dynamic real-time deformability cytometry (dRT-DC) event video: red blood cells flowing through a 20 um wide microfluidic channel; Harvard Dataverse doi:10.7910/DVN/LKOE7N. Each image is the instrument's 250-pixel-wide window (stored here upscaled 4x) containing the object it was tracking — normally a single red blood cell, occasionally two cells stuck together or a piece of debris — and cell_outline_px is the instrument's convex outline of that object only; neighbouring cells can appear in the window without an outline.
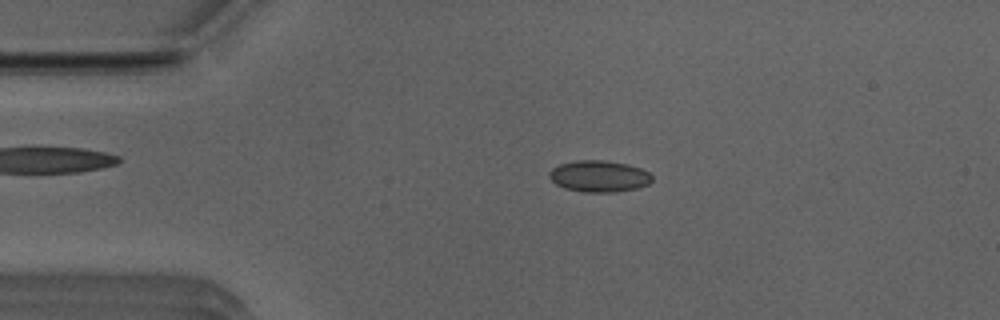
{"species": "Egyptian fruit bat (a non-hibernating species)", "species_latin": "Rousettus aegyptiacus", "temperature_condition": "room temperature", "stored_images_in_passage": 51, "camera_frame_rate_fps": 3000, "um_per_image_px": 0.085, "animal": {"sex": "male"}, "frame": {"image": 1, "passage_image": 10, "time_ms": 3.0, "image_size_px": [1000, 320], "cell_outline_px": [[652, 180], [648, 184], [636, 188], [616, 192], [584, 192], [564, 188], [556, 184], [548, 176], [548, 172], [552, 168], [560, 164], [576, 160], [604, 160], [628, 164], [640, 168], [648, 172], [652, 176]], "centroid_in_image_um": [50.9, 14.97], "position_along_channel_um": 34.1, "area_um2": 18.9}}
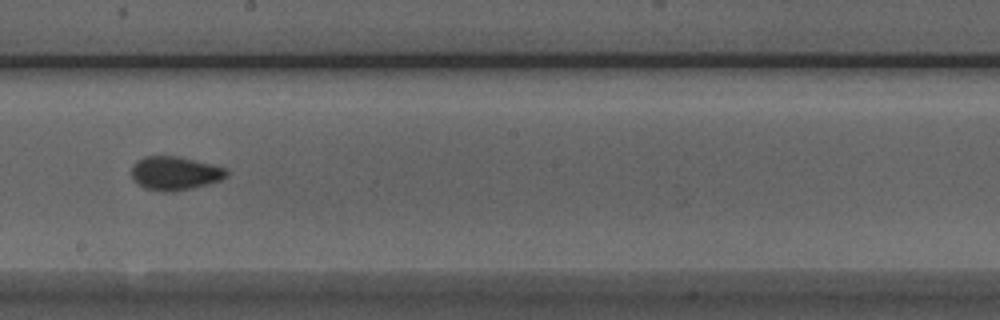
{"frame": {"image": 2, "passage_image": 28, "time_ms": 9.0, "image_size_px": [1000, 320], "cell_outline_px": [[228, 176], [220, 180], [208, 184], [192, 188], [172, 192], [164, 192], [144, 188], [132, 176], [132, 164], [136, 160], [144, 156], [176, 156], [212, 164], [228, 168]], "centroid_in_image_um": [14.89, 14.72], "position_along_channel_um": 233.3, "area_um2": 18.67}}
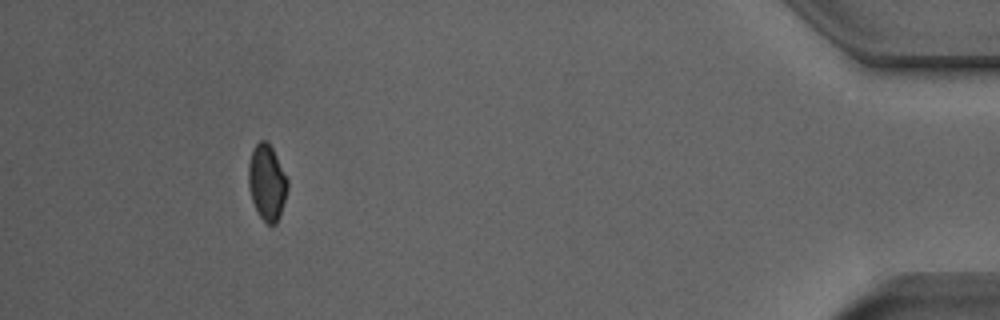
{"frame": {"image": 3, "passage_image": 47, "time_ms": 15.333, "image_size_px": [1000, 320], "cell_outline_px": [[288, 188], [280, 216], [276, 224], [272, 228], [260, 216], [252, 200], [248, 184], [248, 164], [252, 152], [256, 144], [260, 140], [268, 140], [288, 180]], "centroid_in_image_um": [22.69, 15.52], "position_along_channel_um": 412.5, "area_um2": 17.22}, "authors_computed_cell_mechanics": {"area_um2": 17.9758, "velocity_mm_per_s": 3.9184, "shape_relaxation_time_tau1_ms": 7.8162, "shape_relaxation_time_tau2_ms": 0.7379, "deformation_change_tau1": 0.132, "deformation_change_tau2": 0.0444}}